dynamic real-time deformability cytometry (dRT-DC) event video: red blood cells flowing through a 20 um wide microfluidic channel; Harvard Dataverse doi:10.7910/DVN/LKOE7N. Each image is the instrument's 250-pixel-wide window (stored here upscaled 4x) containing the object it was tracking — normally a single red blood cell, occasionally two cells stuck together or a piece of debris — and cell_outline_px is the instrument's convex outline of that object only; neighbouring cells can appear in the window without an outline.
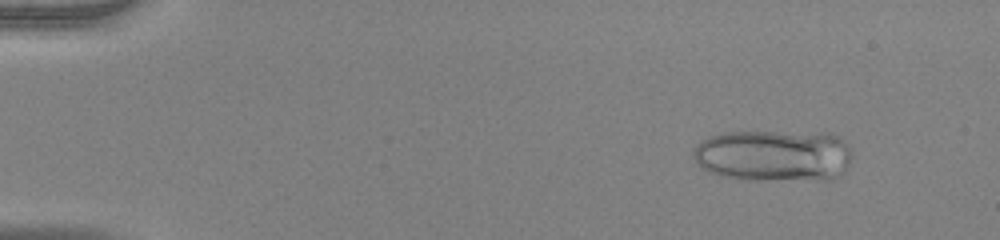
{"species": "human", "species_latin": "Homo sapiens", "temperature_condition": "warm", "stored_images_in_passage": 19, "camera_frame_rate_fps": 3000, "um_per_image_px": 0.085, "donor": {"sex": "female"}, "frame": {"image": 1, "passage_image": 6, "time_ms": 1.667, "image_size_px": [1000, 240], "cell_outline_px": [[852, 156], [844, 172], [840, 176], [832, 180], [744, 180], [720, 176], [708, 172], [696, 164], [692, 156], [692, 152], [696, 144], [708, 136], [724, 132], [832, 132], [840, 136], [852, 148]], "centroid_in_image_um": [65.79, 13.22], "position_along_channel_um": 19.2, "area_um2": 49.42}}